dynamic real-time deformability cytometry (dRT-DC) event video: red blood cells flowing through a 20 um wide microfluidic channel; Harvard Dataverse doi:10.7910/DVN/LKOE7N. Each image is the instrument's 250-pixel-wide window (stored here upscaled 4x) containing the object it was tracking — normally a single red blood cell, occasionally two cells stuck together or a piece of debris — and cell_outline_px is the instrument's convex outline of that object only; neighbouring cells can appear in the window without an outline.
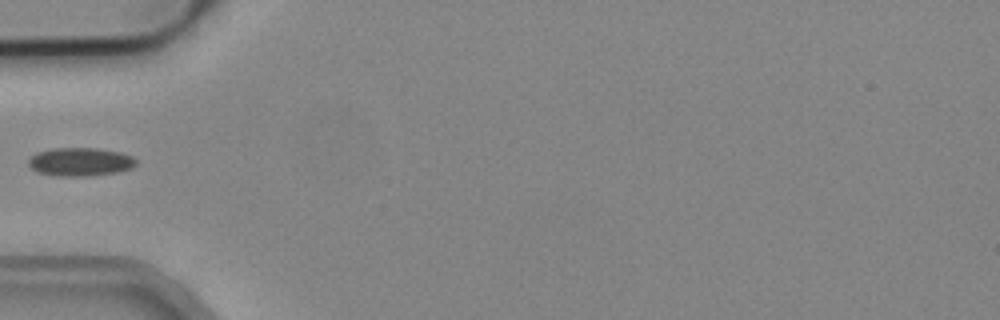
{"species": "common noctule bat (a hibernating species)", "species_latin": "Nyctalus noctula", "temperature_condition": "cold", "stored_images_in_passage": 5, "camera_frame_rate_fps": 3000, "um_per_image_px": 0.085, "animal": {"sex": "male", "body_mass_g": 19.2, "forearm_length_mm": 51.8}, "frame": {"image": 1, "passage_image": 4, "time_ms": 1.0, "image_size_px": [1000, 320], "cell_outline_px": [[136, 164], [132, 168], [116, 172], [88, 176], [56, 176], [36, 172], [28, 164], [28, 160], [36, 152], [52, 148], [96, 148], [120, 152], [132, 156], [136, 160]], "centroid_in_image_um": [6.8, 13.75], "position_along_channel_um": 78.2, "area_um2": 17.86}}